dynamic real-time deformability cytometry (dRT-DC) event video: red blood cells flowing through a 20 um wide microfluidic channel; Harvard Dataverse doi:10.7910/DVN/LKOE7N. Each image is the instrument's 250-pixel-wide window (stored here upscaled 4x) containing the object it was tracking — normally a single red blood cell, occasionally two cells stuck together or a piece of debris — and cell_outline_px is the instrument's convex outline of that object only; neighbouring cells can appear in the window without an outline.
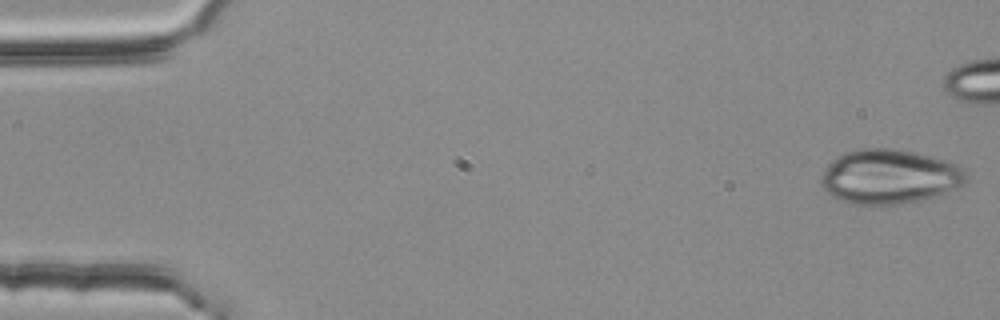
{"species": "common noctule bat (a hibernating species)", "species_latin": "Nyctalus noctula", "temperature_condition": "room temperature", "stored_images_in_passage": 5, "camera_frame_rate_fps": 3000, "um_per_image_px": 0.085, "animal": {"sex": "female", "body_mass_g": 25.1}, "frame": {"image": 1, "passage_image": 1, "time_ms": 0.0, "image_size_px": [1000, 320], "cell_outline_px": [[968, 180], [960, 188], [936, 196], [920, 200], [896, 204], [860, 204], [840, 200], [824, 192], [820, 184], [820, 180], [824, 168], [836, 156], [844, 152], [864, 148], [896, 148], [916, 152], [944, 160], [956, 164], [964, 168], [968, 172]], "centroid_in_image_um": [75.61, 15.0], "position_along_channel_um": 9.4, "area_um2": 46.53}}